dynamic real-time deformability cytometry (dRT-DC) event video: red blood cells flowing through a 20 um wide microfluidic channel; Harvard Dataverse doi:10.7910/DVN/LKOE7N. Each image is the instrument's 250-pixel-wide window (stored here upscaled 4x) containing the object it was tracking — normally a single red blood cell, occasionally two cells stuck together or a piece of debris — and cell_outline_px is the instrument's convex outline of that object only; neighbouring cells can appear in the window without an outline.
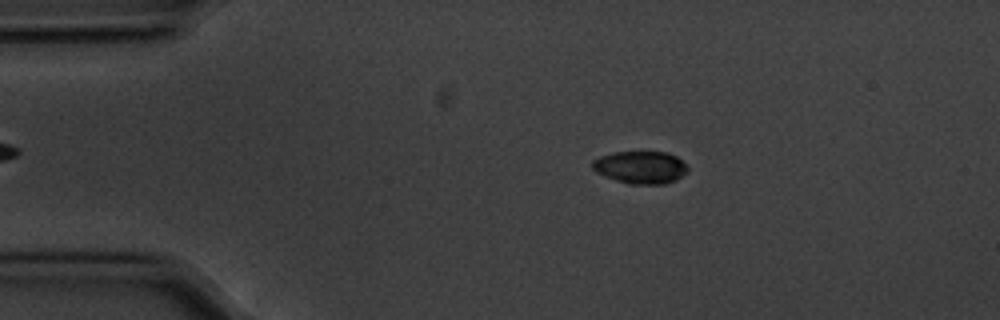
{"species": "common noctule bat (a hibernating species)", "species_latin": "Nyctalus noctula", "temperature_condition": "cold", "stored_images_in_passage": 55, "camera_frame_rate_fps": 3000, "um_per_image_px": 0.085, "animal": {"sex": "male", "body_mass_g": 20.1, "forearm_length_mm": 53.5}, "frame": {"image": 1, "passage_image": 9, "time_ms": 2.667, "image_size_px": [1000, 320], "cell_outline_px": [[688, 172], [676, 180], [664, 184], [628, 184], [604, 176], [596, 172], [592, 168], [592, 160], [600, 156], [612, 152], [668, 152], [676, 156], [688, 168]], "centroid_in_image_um": [54.43, 14.22], "position_along_channel_um": 30.6, "area_um2": 18.15}}
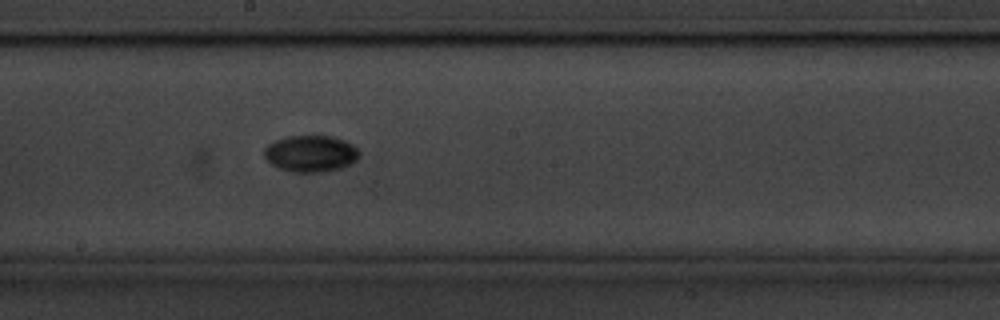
{"frame": {"image": 2, "passage_image": 29, "time_ms": 9.333, "image_size_px": [1000, 320], "cell_outline_px": [[360, 156], [356, 160], [340, 168], [324, 172], [296, 172], [280, 168], [272, 164], [264, 156], [264, 148], [268, 144], [276, 140], [288, 136], [332, 136], [344, 140], [352, 144], [360, 152]], "centroid_in_image_um": [26.42, 13.05], "position_along_channel_um": 221.8, "area_um2": 20.11}}
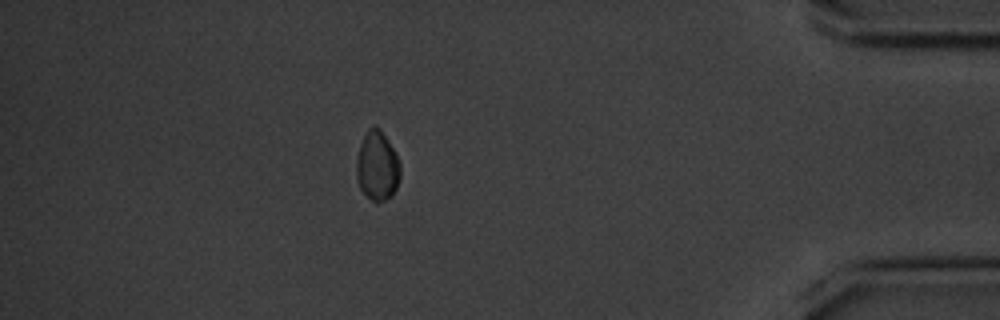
{"frame": {"image": 3, "passage_image": 48, "time_ms": 15.667, "image_size_px": [1000, 320], "cell_outline_px": [[400, 180], [392, 196], [376, 204], [360, 188], [356, 176], [356, 160], [360, 144], [368, 128], [380, 128], [388, 140], [400, 164]], "centroid_in_image_um": [32.06, 14.14], "position_along_channel_um": 403.1, "area_um2": 17.63}, "authors_computed_cell_mechanics": {"area_um2": 18.1492, "velocity_mm_per_s": 3.5589, "shape_relaxation_time_tau1_ms": 7.598, "shape_relaxation_time_tau2_ms": null, "deformation_change_tau1": 0.2459, "deformation_change_tau2": null}}